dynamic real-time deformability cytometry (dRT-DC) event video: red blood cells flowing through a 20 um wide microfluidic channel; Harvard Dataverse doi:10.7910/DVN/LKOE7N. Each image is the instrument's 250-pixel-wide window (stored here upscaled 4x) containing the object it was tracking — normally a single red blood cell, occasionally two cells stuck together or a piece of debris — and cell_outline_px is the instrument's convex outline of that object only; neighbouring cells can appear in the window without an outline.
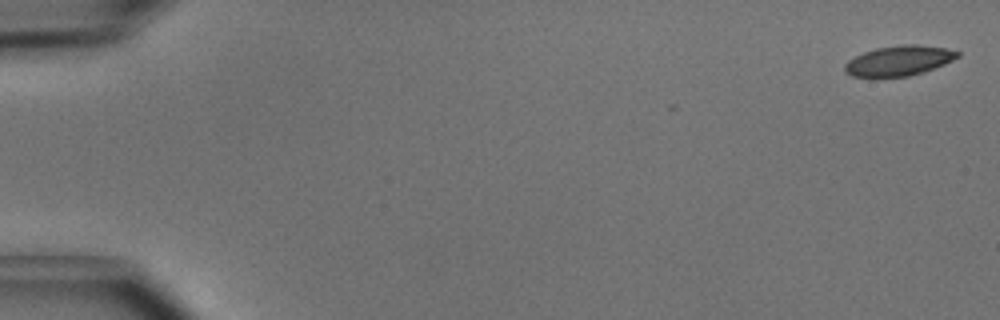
{"species": "common noctule bat (a hibernating species)", "species_latin": "Nyctalus noctula", "temperature_condition": "cold", "stored_images_in_passage": 5, "camera_frame_rate_fps": 3000, "um_per_image_px": 0.085, "animal": {"sex": "male", "body_mass_g": 15.6}, "frame": {"image": 1, "passage_image": 1, "time_ms": 0.0, "image_size_px": [1000, 320], "cell_outline_px": [[960, 56], [944, 64], [924, 72], [908, 76], [852, 76], [844, 72], [844, 64], [848, 60], [864, 52], [876, 48], [904, 44], [916, 44], [944, 48], [960, 52]], "centroid_in_image_um": [76.41, 5.15], "position_along_channel_um": 8.6, "area_um2": 19.54}}
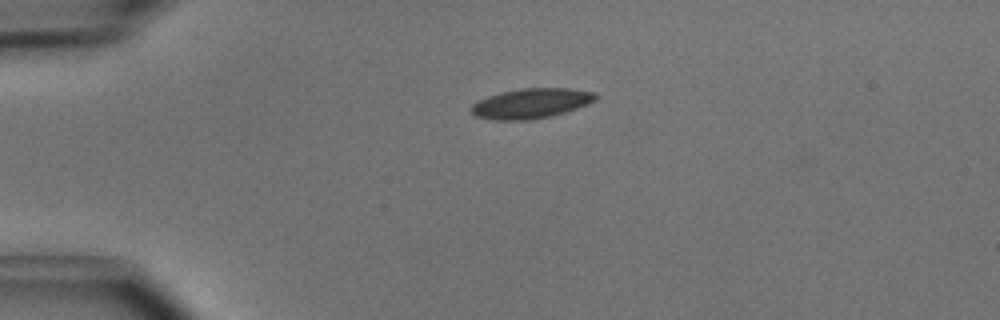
{"frame": {"image": 2, "passage_image": 4, "time_ms": 1.0, "image_size_px": [1000, 320], "cell_outline_px": [[596, 100], [588, 104], [564, 112], [532, 120], [492, 120], [476, 116], [468, 108], [472, 104], [488, 96], [500, 92], [520, 88], [568, 88], [596, 92]], "centroid_in_image_um": [45.12, 8.78], "position_along_channel_um": 39.9, "area_um2": 21.73}}